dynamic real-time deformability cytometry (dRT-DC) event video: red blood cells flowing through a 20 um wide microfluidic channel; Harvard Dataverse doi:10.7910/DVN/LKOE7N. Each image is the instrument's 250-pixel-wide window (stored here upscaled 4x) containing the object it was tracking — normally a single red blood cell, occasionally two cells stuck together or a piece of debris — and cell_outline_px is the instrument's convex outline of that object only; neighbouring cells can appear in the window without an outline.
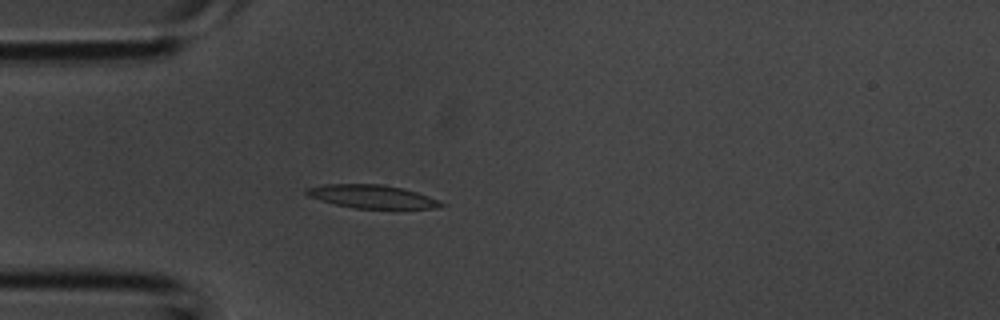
{"species": "common noctule bat (a hibernating species)", "species_latin": "Nyctalus noctula", "temperature_condition": "room temperature", "stored_images_in_passage": 38, "camera_frame_rate_fps": 3000, "um_per_image_px": 0.085, "animal": {"sex": "male", "body_mass_g": 20.1, "forearm_length_mm": 53.5}, "frame": {"image": 1, "passage_image": 10, "time_ms": 3.0, "image_size_px": [1000, 320], "cell_outline_px": [[448, 204], [436, 208], [356, 208], [336, 204], [320, 200], [308, 196], [304, 192], [304, 188], [324, 184], [384, 184], [404, 188], [428, 196]], "centroid_in_image_um": [31.6, 16.69], "position_along_channel_um": 53.4, "area_um2": 18.26}}
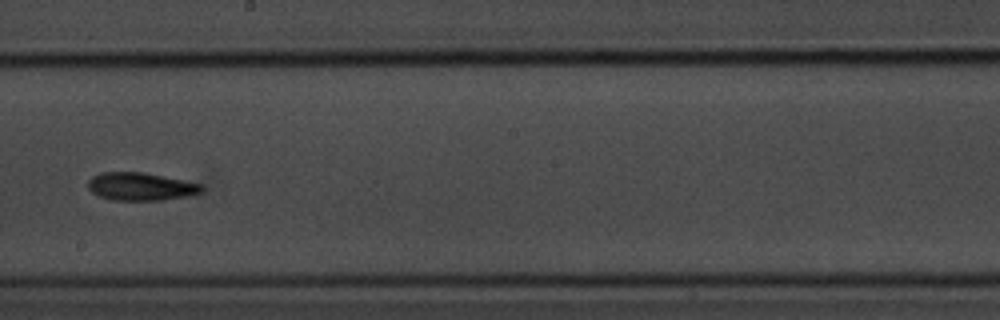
{"frame": {"image": 2, "passage_image": 21, "time_ms": 6.667, "image_size_px": [1000, 320], "cell_outline_px": [[204, 188], [200, 192], [184, 196], [160, 200], [112, 200], [100, 196], [92, 192], [88, 188], [88, 180], [92, 176], [100, 172], [144, 172], [204, 184]], "centroid_in_image_um": [11.94, 15.84], "position_along_channel_um": 236.3, "area_um2": 18.44}}
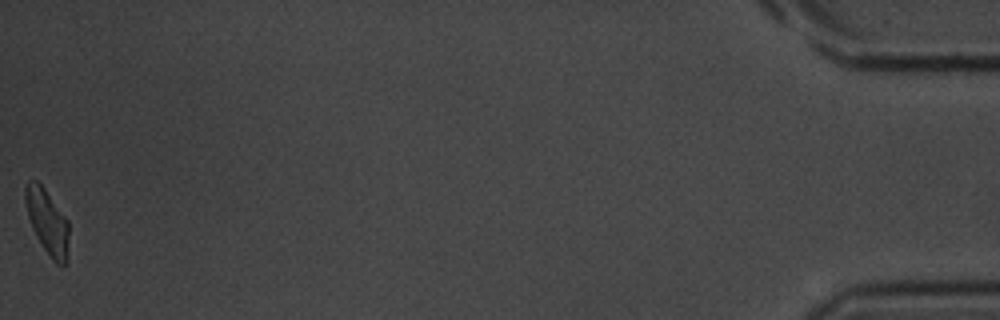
{"frame": {"image": 3, "passage_image": 38, "time_ms": 12.333, "image_size_px": [1000, 320], "cell_outline_px": [[68, 264], [56, 264], [52, 260], [36, 236], [32, 228], [28, 216], [24, 200], [24, 188], [28, 180], [36, 180], [44, 188], [68, 220]], "centroid_in_image_um": [4.02, 18.85], "position_along_channel_um": 431.2, "area_um2": 16.53}}